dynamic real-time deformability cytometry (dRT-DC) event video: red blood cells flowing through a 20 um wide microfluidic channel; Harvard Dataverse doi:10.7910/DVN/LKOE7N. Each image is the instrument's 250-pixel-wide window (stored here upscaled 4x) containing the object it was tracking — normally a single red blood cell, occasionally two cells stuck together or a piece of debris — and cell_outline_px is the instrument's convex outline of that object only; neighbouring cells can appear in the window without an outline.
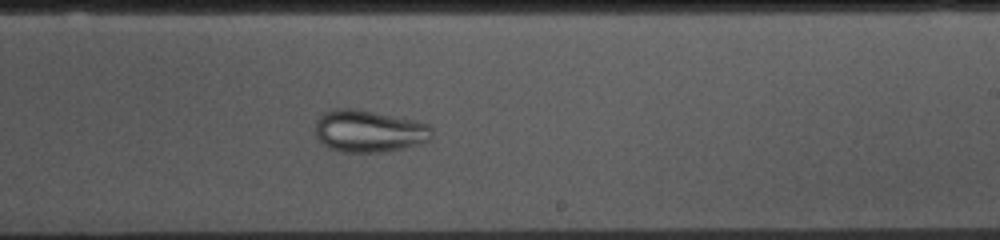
{"species": "common noctule bat (a hibernating species)", "species_latin": "Nyctalus noctula", "temperature_condition": "cold", "stored_images_in_passage": 53, "camera_frame_rate_fps": 3000, "um_per_image_px": 0.085, "animal": {"sex": "female", "body_mass_g": 10.0, "forearm_length_mm": 53.1}, "frame": {"image": 1, "passage_image": 31, "time_ms": 10.0, "image_size_px": [1000, 240], "cell_outline_px": [[432, 140], [424, 144], [384, 152], [344, 152], [328, 148], [316, 136], [316, 120], [324, 112], [336, 108], [356, 108], [412, 120], [428, 124], [432, 128]], "centroid_in_image_um": [31.39, 11.15], "position_along_channel_um": 257.6, "area_um2": 28.84}}
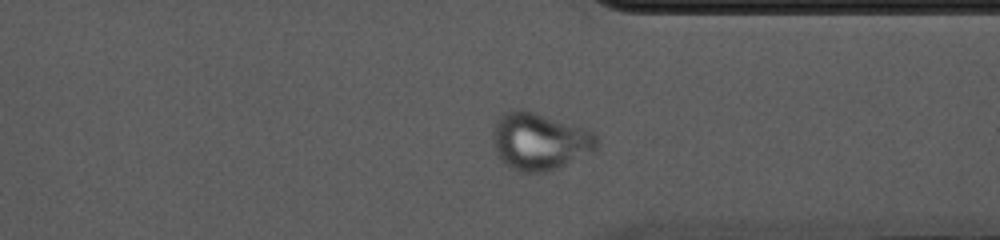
{"frame": {"image": 2, "passage_image": 40, "time_ms": 13.0, "image_size_px": [1000, 240], "cell_outline_px": [[600, 144], [596, 148], [548, 172], [520, 172], [512, 168], [500, 160], [496, 152], [492, 136], [492, 132], [496, 120], [500, 116], [508, 112], [520, 108], [524, 108], [596, 132], [600, 140]], "centroid_in_image_um": [45.85, 11.99], "position_along_channel_um": 365.5, "area_um2": 34.56}}
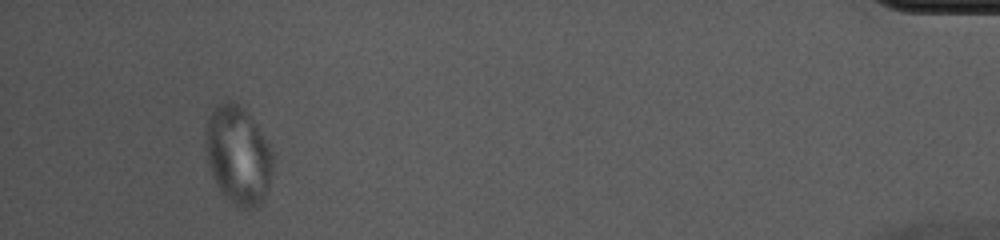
{"frame": {"image": 3, "passage_image": 50, "time_ms": 16.333, "image_size_px": [1000, 240], "cell_outline_px": [[272, 172], [268, 188], [260, 204], [252, 208], [240, 208], [232, 204], [228, 200], [220, 188], [212, 172], [204, 148], [204, 144], [208, 120], [212, 108], [216, 104], [224, 100], [236, 100], [248, 112], [268, 144], [272, 152]], "centroid_in_image_um": [20.23, 13.14], "position_along_channel_um": 415.0, "area_um2": 38.38}}